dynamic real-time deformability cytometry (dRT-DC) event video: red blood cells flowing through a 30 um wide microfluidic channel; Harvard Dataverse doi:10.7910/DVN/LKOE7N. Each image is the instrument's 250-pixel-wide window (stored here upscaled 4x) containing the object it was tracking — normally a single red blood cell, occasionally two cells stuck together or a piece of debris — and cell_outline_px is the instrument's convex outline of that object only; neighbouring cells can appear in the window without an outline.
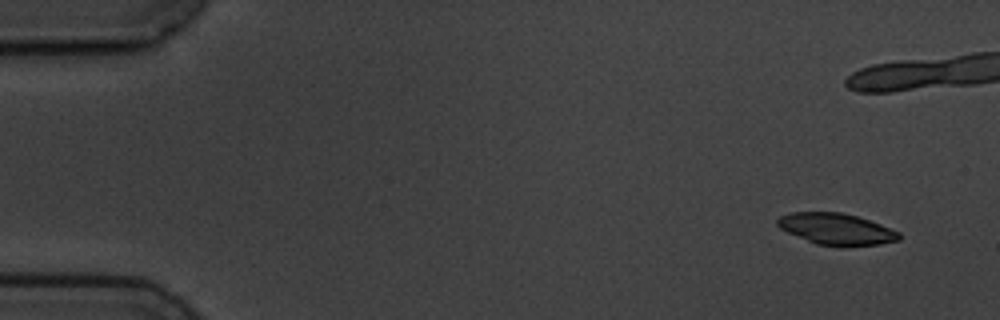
{"species": "common noctule bat (a hibernating species)", "species_latin": "Nyctalus noctula", "temperature_condition": "cold", "stored_images_in_passage": 6, "camera_frame_rate_fps": 3000, "um_per_image_px": 0.085, "animal": {"sex": "male", "body_mass_g": 19.5, "forearm_length_mm": 54.6}, "frame": {"image": 1, "passage_image": 1, "time_ms": 0.0, "image_size_px": [1000, 320], "cell_outline_px": [[900, 240], [880, 244], [840, 248], [816, 244], [788, 232], [780, 228], [776, 224], [776, 220], [780, 216], [792, 212], [840, 212], [856, 216], [880, 224], [900, 232]], "centroid_in_image_um": [71.1, 19.49], "position_along_channel_um": 13.9, "area_um2": 22.48}}